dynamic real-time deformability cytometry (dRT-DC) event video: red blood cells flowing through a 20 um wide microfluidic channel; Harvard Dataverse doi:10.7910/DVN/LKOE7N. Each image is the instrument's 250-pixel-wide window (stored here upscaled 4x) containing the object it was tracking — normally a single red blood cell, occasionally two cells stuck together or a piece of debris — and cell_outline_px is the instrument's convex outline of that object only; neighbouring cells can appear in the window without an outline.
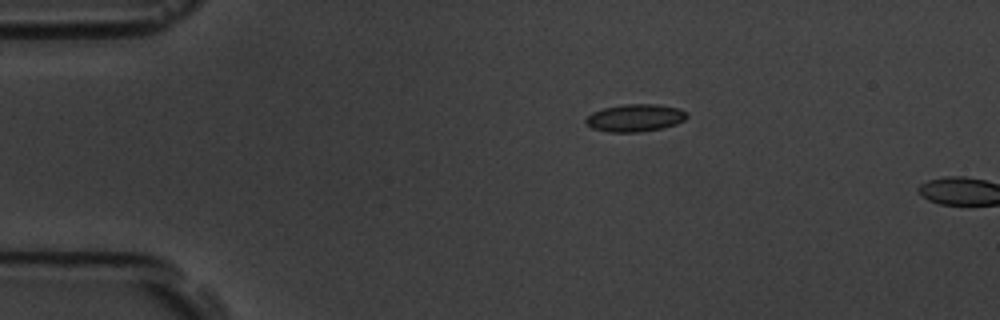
{"species": "common noctule bat (a hibernating species)", "species_latin": "Nyctalus noctula", "temperature_condition": "room temperature", "stored_images_in_passage": 2, "camera_frame_rate_fps": 3000, "um_per_image_px": 0.085, "animal": {"sex": "male", "body_mass_g": 19.5, "forearm_length_mm": 54.6}, "frame": {"image": 1, "passage_image": 1, "time_ms": 0.0, "image_size_px": [1000, 320], "cell_outline_px": [[688, 116], [684, 120], [676, 124], [660, 128], [640, 132], [608, 132], [592, 128], [584, 120], [592, 112], [604, 108], [624, 104], [656, 104], [680, 108], [688, 112]], "centroid_in_image_um": [54.0, 10.01], "position_along_channel_um": 31.0, "area_um2": 16.18}}